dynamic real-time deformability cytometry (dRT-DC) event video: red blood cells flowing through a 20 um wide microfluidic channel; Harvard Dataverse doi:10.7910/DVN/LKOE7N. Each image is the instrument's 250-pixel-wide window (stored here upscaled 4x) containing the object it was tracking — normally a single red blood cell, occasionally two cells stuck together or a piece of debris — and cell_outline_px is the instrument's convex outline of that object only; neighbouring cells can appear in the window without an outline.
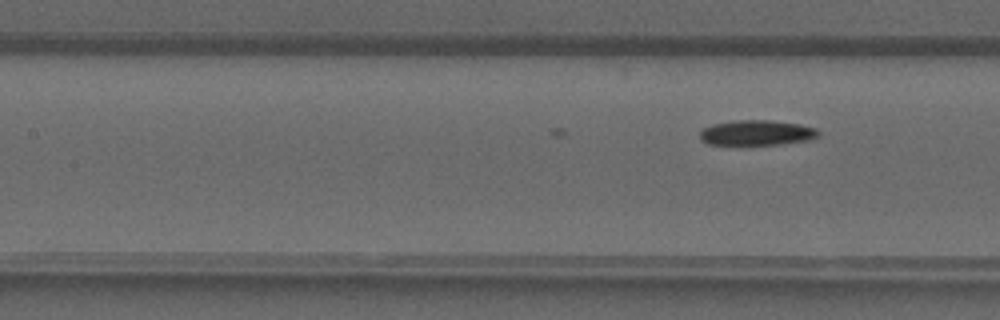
{"species": "common noctule bat (a hibernating species)", "species_latin": "Nyctalus noctula", "temperature_condition": "warm", "stored_images_in_passage": 13, "camera_frame_rate_fps": 3000, "um_per_image_px": 0.085, "animal": {"sex": "male", "forearm_length_mm": 52.5}, "frame": {"image": 1, "passage_image": 13, "time_ms": 4.0, "image_size_px": [1000, 320], "cell_outline_px": [[820, 136], [808, 140], [780, 144], [744, 148], [708, 144], [700, 140], [700, 132], [704, 128], [712, 124], [736, 120], [768, 120], [800, 124], [816, 128], [820, 132]], "centroid_in_image_um": [64.28, 11.34], "position_along_channel_um": 143.1, "area_um2": 18.38}}